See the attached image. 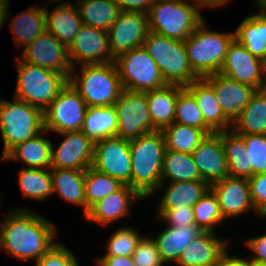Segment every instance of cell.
<instances>
[{"label":"cell","mask_w":266,"mask_h":266,"mask_svg":"<svg viewBox=\"0 0 266 266\" xmlns=\"http://www.w3.org/2000/svg\"><path fill=\"white\" fill-rule=\"evenodd\" d=\"M57 228L39 213L11 209L0 224V249L17 260L35 263L57 242Z\"/></svg>","instance_id":"1"},{"label":"cell","mask_w":266,"mask_h":266,"mask_svg":"<svg viewBox=\"0 0 266 266\" xmlns=\"http://www.w3.org/2000/svg\"><path fill=\"white\" fill-rule=\"evenodd\" d=\"M131 153V188L144 199L158 190L166 150L161 130L140 135L129 141Z\"/></svg>","instance_id":"2"},{"label":"cell","mask_w":266,"mask_h":266,"mask_svg":"<svg viewBox=\"0 0 266 266\" xmlns=\"http://www.w3.org/2000/svg\"><path fill=\"white\" fill-rule=\"evenodd\" d=\"M72 68L68 82L89 106H112L118 100L123 87L115 62L84 64ZM80 75V76H79Z\"/></svg>","instance_id":"3"},{"label":"cell","mask_w":266,"mask_h":266,"mask_svg":"<svg viewBox=\"0 0 266 266\" xmlns=\"http://www.w3.org/2000/svg\"><path fill=\"white\" fill-rule=\"evenodd\" d=\"M205 19L184 41L189 64L199 78L219 73L235 39L233 32H217L207 29Z\"/></svg>","instance_id":"4"},{"label":"cell","mask_w":266,"mask_h":266,"mask_svg":"<svg viewBox=\"0 0 266 266\" xmlns=\"http://www.w3.org/2000/svg\"><path fill=\"white\" fill-rule=\"evenodd\" d=\"M188 0H155L148 10L150 32L185 41L204 20L200 5Z\"/></svg>","instance_id":"5"},{"label":"cell","mask_w":266,"mask_h":266,"mask_svg":"<svg viewBox=\"0 0 266 266\" xmlns=\"http://www.w3.org/2000/svg\"><path fill=\"white\" fill-rule=\"evenodd\" d=\"M17 80L14 98L44 110L68 83V78L59 72L23 62L16 58Z\"/></svg>","instance_id":"6"},{"label":"cell","mask_w":266,"mask_h":266,"mask_svg":"<svg viewBox=\"0 0 266 266\" xmlns=\"http://www.w3.org/2000/svg\"><path fill=\"white\" fill-rule=\"evenodd\" d=\"M44 130L43 111L25 101L0 99V132L3 139L2 160L14 147Z\"/></svg>","instance_id":"7"},{"label":"cell","mask_w":266,"mask_h":266,"mask_svg":"<svg viewBox=\"0 0 266 266\" xmlns=\"http://www.w3.org/2000/svg\"><path fill=\"white\" fill-rule=\"evenodd\" d=\"M143 47L167 84L186 87L199 79L189 64L184 41L149 32Z\"/></svg>","instance_id":"8"},{"label":"cell","mask_w":266,"mask_h":266,"mask_svg":"<svg viewBox=\"0 0 266 266\" xmlns=\"http://www.w3.org/2000/svg\"><path fill=\"white\" fill-rule=\"evenodd\" d=\"M114 62L123 89L146 92L167 85L158 65L143 46L119 55Z\"/></svg>","instance_id":"9"},{"label":"cell","mask_w":266,"mask_h":266,"mask_svg":"<svg viewBox=\"0 0 266 266\" xmlns=\"http://www.w3.org/2000/svg\"><path fill=\"white\" fill-rule=\"evenodd\" d=\"M88 106L68 82L44 110V129L49 133L81 131Z\"/></svg>","instance_id":"10"},{"label":"cell","mask_w":266,"mask_h":266,"mask_svg":"<svg viewBox=\"0 0 266 266\" xmlns=\"http://www.w3.org/2000/svg\"><path fill=\"white\" fill-rule=\"evenodd\" d=\"M114 107L118 121L117 137L130 141L153 132L146 92L123 89Z\"/></svg>","instance_id":"11"},{"label":"cell","mask_w":266,"mask_h":266,"mask_svg":"<svg viewBox=\"0 0 266 266\" xmlns=\"http://www.w3.org/2000/svg\"><path fill=\"white\" fill-rule=\"evenodd\" d=\"M131 166L129 140L115 136L94 142L91 167L97 171L131 187Z\"/></svg>","instance_id":"12"},{"label":"cell","mask_w":266,"mask_h":266,"mask_svg":"<svg viewBox=\"0 0 266 266\" xmlns=\"http://www.w3.org/2000/svg\"><path fill=\"white\" fill-rule=\"evenodd\" d=\"M219 73L256 90L266 88V61L252 55L236 39L229 45Z\"/></svg>","instance_id":"13"},{"label":"cell","mask_w":266,"mask_h":266,"mask_svg":"<svg viewBox=\"0 0 266 266\" xmlns=\"http://www.w3.org/2000/svg\"><path fill=\"white\" fill-rule=\"evenodd\" d=\"M149 32L147 13L121 11L107 31L112 57L116 59L123 53L143 46Z\"/></svg>","instance_id":"14"},{"label":"cell","mask_w":266,"mask_h":266,"mask_svg":"<svg viewBox=\"0 0 266 266\" xmlns=\"http://www.w3.org/2000/svg\"><path fill=\"white\" fill-rule=\"evenodd\" d=\"M22 53L18 57L23 62L59 72L69 79L73 67L68 48L47 30L28 44Z\"/></svg>","instance_id":"15"},{"label":"cell","mask_w":266,"mask_h":266,"mask_svg":"<svg viewBox=\"0 0 266 266\" xmlns=\"http://www.w3.org/2000/svg\"><path fill=\"white\" fill-rule=\"evenodd\" d=\"M68 56L73 68L84 64H105L115 60L109 50L107 31L86 24H82L68 47Z\"/></svg>","instance_id":"16"},{"label":"cell","mask_w":266,"mask_h":266,"mask_svg":"<svg viewBox=\"0 0 266 266\" xmlns=\"http://www.w3.org/2000/svg\"><path fill=\"white\" fill-rule=\"evenodd\" d=\"M64 140L52 145L51 168L85 171L92 166L94 142L82 131L59 133Z\"/></svg>","instance_id":"17"},{"label":"cell","mask_w":266,"mask_h":266,"mask_svg":"<svg viewBox=\"0 0 266 266\" xmlns=\"http://www.w3.org/2000/svg\"><path fill=\"white\" fill-rule=\"evenodd\" d=\"M191 155L202 180L209 185L230 176L221 131L207 134Z\"/></svg>","instance_id":"18"},{"label":"cell","mask_w":266,"mask_h":266,"mask_svg":"<svg viewBox=\"0 0 266 266\" xmlns=\"http://www.w3.org/2000/svg\"><path fill=\"white\" fill-rule=\"evenodd\" d=\"M216 195L224 219L239 217L248 211L259 214L252 202L247 178L226 177L210 185Z\"/></svg>","instance_id":"19"},{"label":"cell","mask_w":266,"mask_h":266,"mask_svg":"<svg viewBox=\"0 0 266 266\" xmlns=\"http://www.w3.org/2000/svg\"><path fill=\"white\" fill-rule=\"evenodd\" d=\"M203 79L214 89L219 105L232 123L256 92L252 86L239 83L220 73L208 75Z\"/></svg>","instance_id":"20"},{"label":"cell","mask_w":266,"mask_h":266,"mask_svg":"<svg viewBox=\"0 0 266 266\" xmlns=\"http://www.w3.org/2000/svg\"><path fill=\"white\" fill-rule=\"evenodd\" d=\"M144 198L128 185H122L117 191L112 192L103 199L93 204L85 218L90 222H97L109 226L113 221H118L128 216L134 202ZM109 224V225H108Z\"/></svg>","instance_id":"21"},{"label":"cell","mask_w":266,"mask_h":266,"mask_svg":"<svg viewBox=\"0 0 266 266\" xmlns=\"http://www.w3.org/2000/svg\"><path fill=\"white\" fill-rule=\"evenodd\" d=\"M229 241L216 232H203L190 242L177 261L178 266H216Z\"/></svg>","instance_id":"22"},{"label":"cell","mask_w":266,"mask_h":266,"mask_svg":"<svg viewBox=\"0 0 266 266\" xmlns=\"http://www.w3.org/2000/svg\"><path fill=\"white\" fill-rule=\"evenodd\" d=\"M260 12L249 15L234 31L235 39L252 55L266 61V2L253 0Z\"/></svg>","instance_id":"23"},{"label":"cell","mask_w":266,"mask_h":266,"mask_svg":"<svg viewBox=\"0 0 266 266\" xmlns=\"http://www.w3.org/2000/svg\"><path fill=\"white\" fill-rule=\"evenodd\" d=\"M185 88L196 99L204 122L214 132L232 129L233 123L225 116L214 89L203 78L193 81Z\"/></svg>","instance_id":"24"},{"label":"cell","mask_w":266,"mask_h":266,"mask_svg":"<svg viewBox=\"0 0 266 266\" xmlns=\"http://www.w3.org/2000/svg\"><path fill=\"white\" fill-rule=\"evenodd\" d=\"M48 133L46 129L33 138L14 147L1 161L23 162L24 168L51 169L52 142L41 134ZM28 165V166H27ZM26 166V167H25Z\"/></svg>","instance_id":"25"},{"label":"cell","mask_w":266,"mask_h":266,"mask_svg":"<svg viewBox=\"0 0 266 266\" xmlns=\"http://www.w3.org/2000/svg\"><path fill=\"white\" fill-rule=\"evenodd\" d=\"M45 13L46 30L68 48L83 24L77 7L65 1L50 12L46 6Z\"/></svg>","instance_id":"26"},{"label":"cell","mask_w":266,"mask_h":266,"mask_svg":"<svg viewBox=\"0 0 266 266\" xmlns=\"http://www.w3.org/2000/svg\"><path fill=\"white\" fill-rule=\"evenodd\" d=\"M184 88L167 84L162 88L146 91L153 131L162 130L174 122L178 95Z\"/></svg>","instance_id":"27"},{"label":"cell","mask_w":266,"mask_h":266,"mask_svg":"<svg viewBox=\"0 0 266 266\" xmlns=\"http://www.w3.org/2000/svg\"><path fill=\"white\" fill-rule=\"evenodd\" d=\"M202 233L203 231L196 225L181 228L166 226L153 240L162 262L176 264L183 250Z\"/></svg>","instance_id":"28"},{"label":"cell","mask_w":266,"mask_h":266,"mask_svg":"<svg viewBox=\"0 0 266 266\" xmlns=\"http://www.w3.org/2000/svg\"><path fill=\"white\" fill-rule=\"evenodd\" d=\"M166 191L159 200L158 209H179L193 207L210 189L204 180L188 182H161L158 189L165 185Z\"/></svg>","instance_id":"29"},{"label":"cell","mask_w":266,"mask_h":266,"mask_svg":"<svg viewBox=\"0 0 266 266\" xmlns=\"http://www.w3.org/2000/svg\"><path fill=\"white\" fill-rule=\"evenodd\" d=\"M38 6L26 8L9 23L15 44L23 49L46 30L45 8Z\"/></svg>","instance_id":"30"},{"label":"cell","mask_w":266,"mask_h":266,"mask_svg":"<svg viewBox=\"0 0 266 266\" xmlns=\"http://www.w3.org/2000/svg\"><path fill=\"white\" fill-rule=\"evenodd\" d=\"M53 193L66 202L82 206L85 216V171L51 168Z\"/></svg>","instance_id":"31"},{"label":"cell","mask_w":266,"mask_h":266,"mask_svg":"<svg viewBox=\"0 0 266 266\" xmlns=\"http://www.w3.org/2000/svg\"><path fill=\"white\" fill-rule=\"evenodd\" d=\"M232 129L238 134L266 135V88L256 90L249 103L233 122Z\"/></svg>","instance_id":"32"},{"label":"cell","mask_w":266,"mask_h":266,"mask_svg":"<svg viewBox=\"0 0 266 266\" xmlns=\"http://www.w3.org/2000/svg\"><path fill=\"white\" fill-rule=\"evenodd\" d=\"M93 142L115 137L118 131L117 114L112 106H89L81 130Z\"/></svg>","instance_id":"33"},{"label":"cell","mask_w":266,"mask_h":266,"mask_svg":"<svg viewBox=\"0 0 266 266\" xmlns=\"http://www.w3.org/2000/svg\"><path fill=\"white\" fill-rule=\"evenodd\" d=\"M83 24L108 31L121 13L116 0H76Z\"/></svg>","instance_id":"34"},{"label":"cell","mask_w":266,"mask_h":266,"mask_svg":"<svg viewBox=\"0 0 266 266\" xmlns=\"http://www.w3.org/2000/svg\"><path fill=\"white\" fill-rule=\"evenodd\" d=\"M188 182L202 180L189 153L165 150L161 182Z\"/></svg>","instance_id":"35"},{"label":"cell","mask_w":266,"mask_h":266,"mask_svg":"<svg viewBox=\"0 0 266 266\" xmlns=\"http://www.w3.org/2000/svg\"><path fill=\"white\" fill-rule=\"evenodd\" d=\"M166 149L191 154L212 129H198L173 122L162 130Z\"/></svg>","instance_id":"36"},{"label":"cell","mask_w":266,"mask_h":266,"mask_svg":"<svg viewBox=\"0 0 266 266\" xmlns=\"http://www.w3.org/2000/svg\"><path fill=\"white\" fill-rule=\"evenodd\" d=\"M221 140L226 153L229 175L248 179L249 152L246 151L243 137L233 129H229L221 131Z\"/></svg>","instance_id":"37"},{"label":"cell","mask_w":266,"mask_h":266,"mask_svg":"<svg viewBox=\"0 0 266 266\" xmlns=\"http://www.w3.org/2000/svg\"><path fill=\"white\" fill-rule=\"evenodd\" d=\"M18 175L20 190L24 198L43 201L54 194L50 169L22 167Z\"/></svg>","instance_id":"38"},{"label":"cell","mask_w":266,"mask_h":266,"mask_svg":"<svg viewBox=\"0 0 266 266\" xmlns=\"http://www.w3.org/2000/svg\"><path fill=\"white\" fill-rule=\"evenodd\" d=\"M123 184L93 167L85 170V215L97 201L117 191Z\"/></svg>","instance_id":"39"},{"label":"cell","mask_w":266,"mask_h":266,"mask_svg":"<svg viewBox=\"0 0 266 266\" xmlns=\"http://www.w3.org/2000/svg\"><path fill=\"white\" fill-rule=\"evenodd\" d=\"M195 225L203 232H216L215 227L224 222L218 199L211 189L192 207Z\"/></svg>","instance_id":"40"},{"label":"cell","mask_w":266,"mask_h":266,"mask_svg":"<svg viewBox=\"0 0 266 266\" xmlns=\"http://www.w3.org/2000/svg\"><path fill=\"white\" fill-rule=\"evenodd\" d=\"M174 122L198 129H211L204 122L196 99L186 88L178 95Z\"/></svg>","instance_id":"41"},{"label":"cell","mask_w":266,"mask_h":266,"mask_svg":"<svg viewBox=\"0 0 266 266\" xmlns=\"http://www.w3.org/2000/svg\"><path fill=\"white\" fill-rule=\"evenodd\" d=\"M138 232L133 227H119L108 238L106 245L107 253L104 256H132L139 241L143 237Z\"/></svg>","instance_id":"42"},{"label":"cell","mask_w":266,"mask_h":266,"mask_svg":"<svg viewBox=\"0 0 266 266\" xmlns=\"http://www.w3.org/2000/svg\"><path fill=\"white\" fill-rule=\"evenodd\" d=\"M249 152V178L266 172V135L240 134Z\"/></svg>","instance_id":"43"},{"label":"cell","mask_w":266,"mask_h":266,"mask_svg":"<svg viewBox=\"0 0 266 266\" xmlns=\"http://www.w3.org/2000/svg\"><path fill=\"white\" fill-rule=\"evenodd\" d=\"M132 259L136 266H164L155 241L150 236L141 238L132 254Z\"/></svg>","instance_id":"44"},{"label":"cell","mask_w":266,"mask_h":266,"mask_svg":"<svg viewBox=\"0 0 266 266\" xmlns=\"http://www.w3.org/2000/svg\"><path fill=\"white\" fill-rule=\"evenodd\" d=\"M73 252L60 242L55 243L37 262L36 266H79Z\"/></svg>","instance_id":"45"},{"label":"cell","mask_w":266,"mask_h":266,"mask_svg":"<svg viewBox=\"0 0 266 266\" xmlns=\"http://www.w3.org/2000/svg\"><path fill=\"white\" fill-rule=\"evenodd\" d=\"M157 220L166 222L167 226L186 227L195 225L192 207L179 209H157Z\"/></svg>","instance_id":"46"},{"label":"cell","mask_w":266,"mask_h":266,"mask_svg":"<svg viewBox=\"0 0 266 266\" xmlns=\"http://www.w3.org/2000/svg\"><path fill=\"white\" fill-rule=\"evenodd\" d=\"M252 202L259 216L266 212V172L248 178Z\"/></svg>","instance_id":"47"},{"label":"cell","mask_w":266,"mask_h":266,"mask_svg":"<svg viewBox=\"0 0 266 266\" xmlns=\"http://www.w3.org/2000/svg\"><path fill=\"white\" fill-rule=\"evenodd\" d=\"M245 244L254 254L250 255L249 259L266 262V234L248 238L245 240Z\"/></svg>","instance_id":"48"},{"label":"cell","mask_w":266,"mask_h":266,"mask_svg":"<svg viewBox=\"0 0 266 266\" xmlns=\"http://www.w3.org/2000/svg\"><path fill=\"white\" fill-rule=\"evenodd\" d=\"M121 11L148 13L155 0H116Z\"/></svg>","instance_id":"49"},{"label":"cell","mask_w":266,"mask_h":266,"mask_svg":"<svg viewBox=\"0 0 266 266\" xmlns=\"http://www.w3.org/2000/svg\"><path fill=\"white\" fill-rule=\"evenodd\" d=\"M97 266H136L132 256H101L95 260Z\"/></svg>","instance_id":"50"},{"label":"cell","mask_w":266,"mask_h":266,"mask_svg":"<svg viewBox=\"0 0 266 266\" xmlns=\"http://www.w3.org/2000/svg\"><path fill=\"white\" fill-rule=\"evenodd\" d=\"M216 266H249V259L238 257L236 254L230 256L228 248L221 254Z\"/></svg>","instance_id":"51"},{"label":"cell","mask_w":266,"mask_h":266,"mask_svg":"<svg viewBox=\"0 0 266 266\" xmlns=\"http://www.w3.org/2000/svg\"><path fill=\"white\" fill-rule=\"evenodd\" d=\"M192 2H196L201 6V8H219L225 4H227L228 0H188Z\"/></svg>","instance_id":"52"},{"label":"cell","mask_w":266,"mask_h":266,"mask_svg":"<svg viewBox=\"0 0 266 266\" xmlns=\"http://www.w3.org/2000/svg\"><path fill=\"white\" fill-rule=\"evenodd\" d=\"M249 266H266V262L255 261L253 259H249Z\"/></svg>","instance_id":"53"},{"label":"cell","mask_w":266,"mask_h":266,"mask_svg":"<svg viewBox=\"0 0 266 266\" xmlns=\"http://www.w3.org/2000/svg\"><path fill=\"white\" fill-rule=\"evenodd\" d=\"M44 1H46L47 5H50L49 3H51V2H53V3L59 2V1L62 2V0H44Z\"/></svg>","instance_id":"54"},{"label":"cell","mask_w":266,"mask_h":266,"mask_svg":"<svg viewBox=\"0 0 266 266\" xmlns=\"http://www.w3.org/2000/svg\"><path fill=\"white\" fill-rule=\"evenodd\" d=\"M261 217H263V218L265 217L266 218V212Z\"/></svg>","instance_id":"55"}]
</instances>
